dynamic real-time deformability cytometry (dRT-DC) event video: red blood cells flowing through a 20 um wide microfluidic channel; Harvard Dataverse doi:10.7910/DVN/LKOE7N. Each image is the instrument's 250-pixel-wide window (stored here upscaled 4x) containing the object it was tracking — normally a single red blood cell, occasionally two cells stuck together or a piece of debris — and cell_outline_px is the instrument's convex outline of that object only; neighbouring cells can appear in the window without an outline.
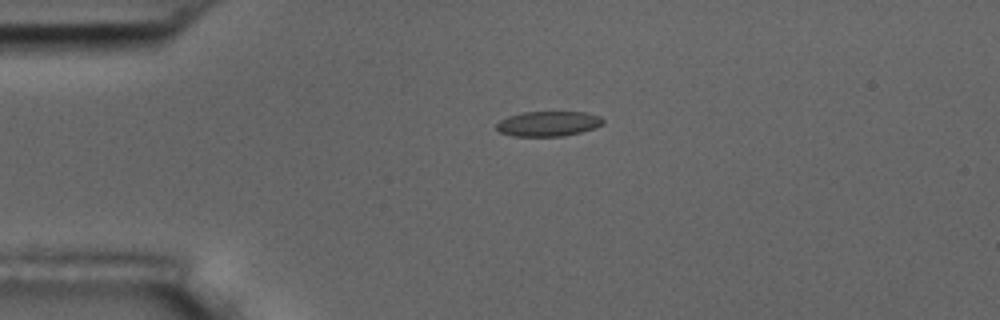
{"species": "common noctule bat (a hibernating species)", "species_latin": "Nyctalus noctula", "temperature_condition": "room temperature", "stored_images_in_passage": 2, "camera_frame_rate_fps": 3000, "um_per_image_px": 0.085, "animal": {"sex": "male", "body_mass_g": 17.5, "forearm_length_mm": 52.3}, "frame": {"image": 1, "passage_image": 1, "time_ms": 0.0, "image_size_px": [1000, 320], "cell_outline_px": [[604, 124], [596, 128], [564, 136], [516, 136], [500, 132], [496, 128], [496, 124], [500, 120], [508, 116], [524, 112], [584, 112], [600, 116], [604, 120]], "centroid_in_image_um": [46.63, 10.51], "position_along_channel_um": 38.4, "area_um2": 15.55}}